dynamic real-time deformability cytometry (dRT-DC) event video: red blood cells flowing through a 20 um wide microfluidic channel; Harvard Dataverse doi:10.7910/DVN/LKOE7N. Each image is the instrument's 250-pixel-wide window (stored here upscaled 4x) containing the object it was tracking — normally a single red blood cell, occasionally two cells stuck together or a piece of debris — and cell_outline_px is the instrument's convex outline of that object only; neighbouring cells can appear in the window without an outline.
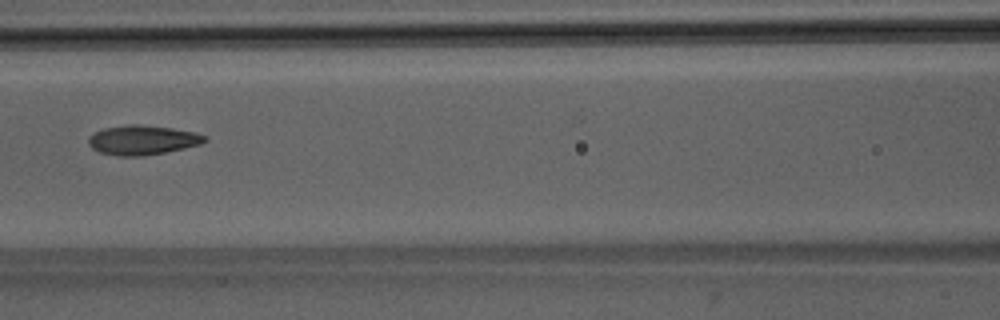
{"species": "Egyptian fruit bat (a non-hibernating species)", "species_latin": "Rousettus aegyptiacus", "temperature_condition": "room temperature", "stored_images_in_passage": 50, "camera_frame_rate_fps": 3000, "um_per_image_px": 0.085, "animal": {"sex": "male"}, "frame": {"image": 1, "passage_image": 23, "time_ms": 7.333, "image_size_px": [1000, 320], "cell_outline_px": [[208, 140], [200, 144], [184, 148], [144, 156], [116, 156], [100, 152], [92, 148], [88, 144], [88, 136], [104, 128], [132, 124], [140, 124], [172, 128], [196, 132], [204, 136]], "centroid_in_image_um": [12.1, 11.9], "position_along_channel_um": 154.5, "area_um2": 19.94}}
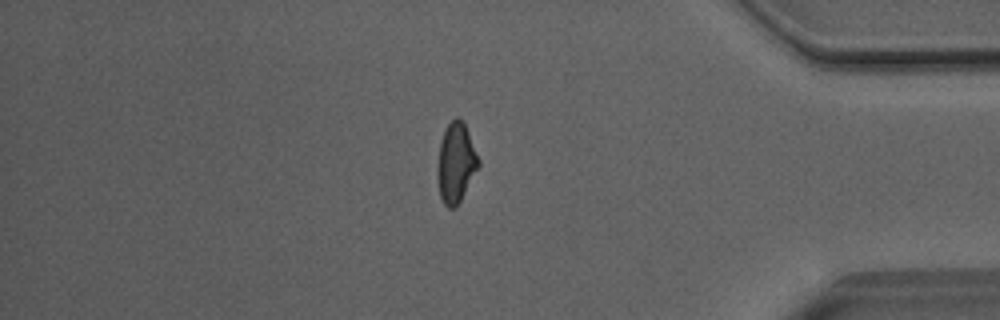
{"frame": {"image": 2, "passage_image": 43, "time_ms": 14.0, "image_size_px": [1000, 320], "cell_outline_px": [[480, 164], [456, 208], [448, 208], [444, 204], [440, 196], [436, 176], [436, 168], [440, 140], [448, 124], [456, 116], [460, 116], [468, 132], [480, 160]], "centroid_in_image_um": [38.73, 13.84], "position_along_channel_um": 396.5, "area_um2": 19.19}}
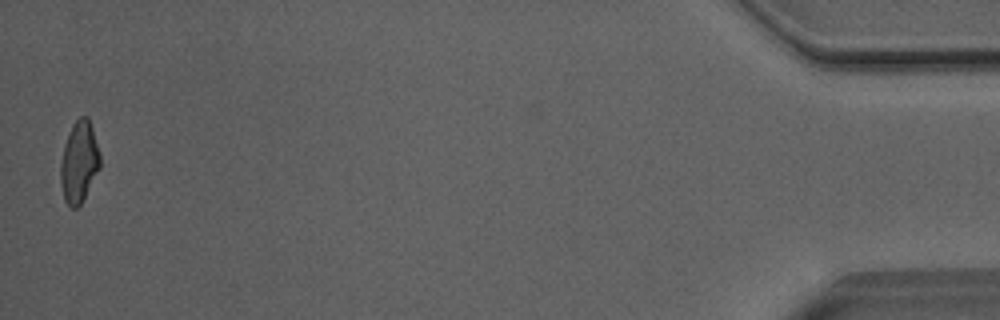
{"frame": {"image": 3, "passage_image": 50, "time_ms": 16.333, "image_size_px": [1000, 320], "cell_outline_px": [[100, 168], [80, 204], [76, 208], [72, 208], [64, 200], [60, 184], [60, 164], [64, 144], [72, 124], [80, 116], [88, 116], [100, 152]], "centroid_in_image_um": [6.71, 13.75], "position_along_channel_um": 428.5, "area_um2": 18.73}, "authors_computed_cell_mechanics": {"area_um2": 19.652, "velocity_mm_per_s": 4.083, "shape_relaxation_time_tau1_ms": 7.8358, "shape_relaxation_time_tau2_ms": 1.9035, "deformation_change_tau1": 0.1875, "deformation_change_tau2": 0.0867}}